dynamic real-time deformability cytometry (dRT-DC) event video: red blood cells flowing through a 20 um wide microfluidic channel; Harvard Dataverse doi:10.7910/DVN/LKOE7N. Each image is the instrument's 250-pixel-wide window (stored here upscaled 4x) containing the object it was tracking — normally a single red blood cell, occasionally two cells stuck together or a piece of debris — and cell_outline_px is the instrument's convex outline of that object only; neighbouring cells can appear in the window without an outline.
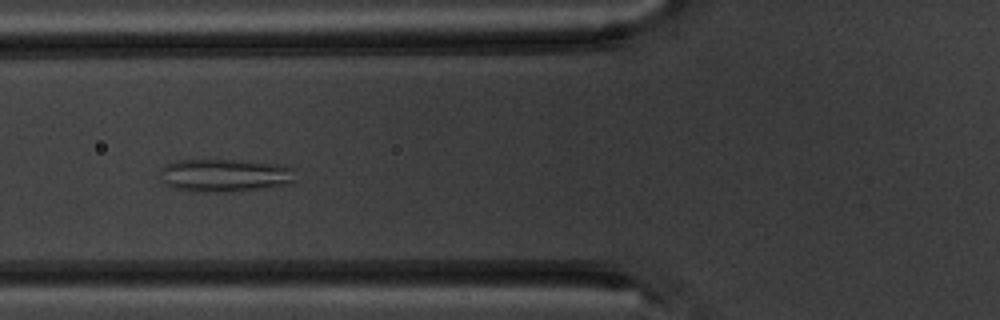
{"species": "common noctule bat (a hibernating species)", "species_latin": "Nyctalus noctula", "temperature_condition": "warm", "stored_images_in_passage": 9, "camera_frame_rate_fps": 3000, "um_per_image_px": 0.085, "animal": {"sex": "male", "body_mass_g": 20.1, "forearm_length_mm": 53.5}, "frame": {"image": 1, "passage_image": 6, "time_ms": 6.0, "image_size_px": [1000, 320], "cell_outline_px": [[296, 180], [288, 184], [264, 188], [228, 192], [188, 192], [172, 188], [164, 184], [160, 180], [160, 168], [164, 164], [176, 160], [232, 160], [276, 164], [296, 168]], "centroid_in_image_um": [19.06, 14.92], "position_along_channel_um": 106.7, "area_um2": 26.59}}
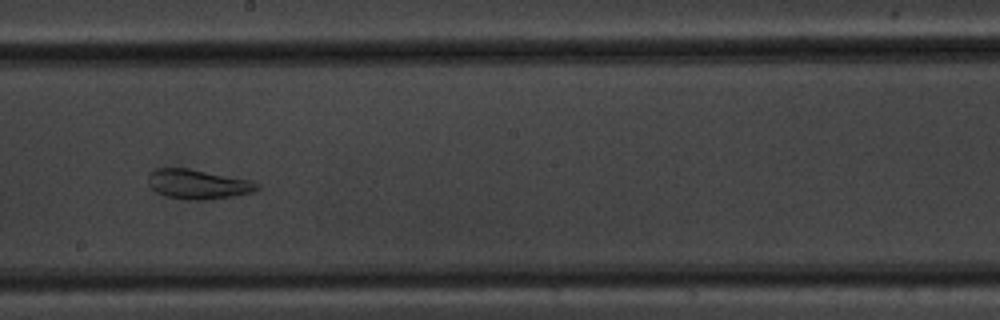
{"frame": {"image": 2, "passage_image": 9, "time_ms": 9.333, "image_size_px": [1000, 320], "cell_outline_px": [[260, 188], [252, 192], [232, 196], [208, 200], [188, 200], [168, 196], [156, 192], [148, 184], [148, 176], [156, 168], [188, 168], [248, 180], [260, 184]], "centroid_in_image_um": [16.81, 15.66], "position_along_channel_um": 231.4, "area_um2": 18.55}}